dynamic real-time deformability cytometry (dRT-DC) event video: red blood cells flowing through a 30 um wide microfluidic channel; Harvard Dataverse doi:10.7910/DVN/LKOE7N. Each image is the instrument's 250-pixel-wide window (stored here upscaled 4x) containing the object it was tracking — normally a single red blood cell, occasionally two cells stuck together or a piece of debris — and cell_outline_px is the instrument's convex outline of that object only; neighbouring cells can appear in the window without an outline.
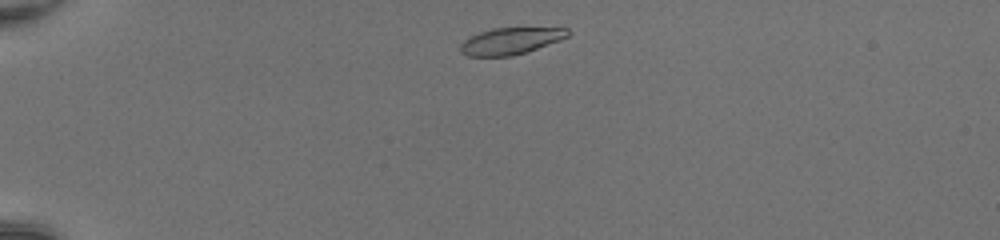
{"species": "common noctule bat (a hibernating species)", "species_latin": "Nyctalus noctula", "temperature_condition": "room temperature", "stored_images_in_passage": 39, "camera_frame_rate_fps": 3000, "um_per_image_px": 0.085, "animal": {"sex": "female", "body_mass_g": 20.0, "forearm_length_mm": 54.0}, "frame": {"image": 1, "passage_image": 2, "time_ms": 0.333, "image_size_px": [1000, 240], "cell_outline_px": [[572, 32], [568, 36], [560, 40], [512, 56], [468, 56], [460, 52], [460, 44], [464, 40], [480, 32], [492, 28], [568, 28]], "centroid_in_image_um": [43.4, 3.48], "position_along_channel_um": 41.6, "area_um2": 16.53}}
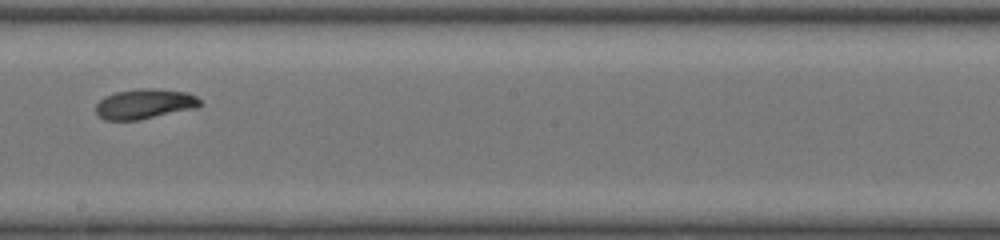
{"frame": {"image": 2, "passage_image": 20, "time_ms": 6.333, "image_size_px": [1000, 240], "cell_outline_px": [[204, 104], [196, 108], [140, 120], [104, 120], [96, 112], [96, 104], [104, 96], [116, 92], [140, 88], [152, 88], [188, 92], [196, 96]], "centroid_in_image_um": [12.32, 8.83], "position_along_channel_um": 235.9, "area_um2": 18.38}}
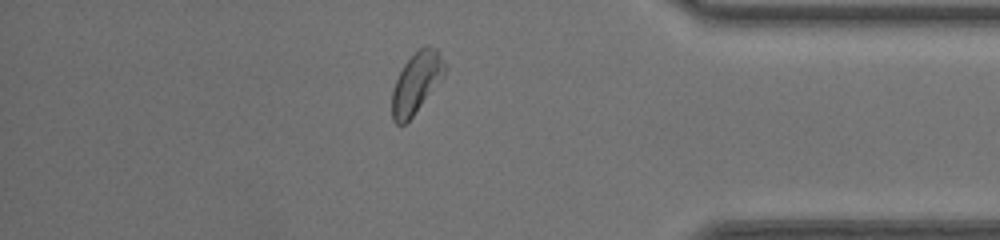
{"frame": {"image": 3, "passage_image": 33, "time_ms": 10.667, "image_size_px": [1000, 240], "cell_outline_px": [[444, 76], [412, 116], [404, 124], [396, 124], [392, 120], [392, 88], [404, 64], [424, 44], [428, 44], [436, 48], [444, 64]], "centroid_in_image_um": [35.37, 7.03], "position_along_channel_um": 399.8, "area_um2": 18.26}, "authors_computed_cell_mechanics": {"area_um2": 18.3226, "velocity_mm_per_s": 4.2185, "shape_relaxation_time_tau1_ms": 3.731, "shape_relaxation_time_tau2_ms": 6.8976, "deformation_change_tau1": 0.1252, "deformation_change_tau2": 0.1229}}